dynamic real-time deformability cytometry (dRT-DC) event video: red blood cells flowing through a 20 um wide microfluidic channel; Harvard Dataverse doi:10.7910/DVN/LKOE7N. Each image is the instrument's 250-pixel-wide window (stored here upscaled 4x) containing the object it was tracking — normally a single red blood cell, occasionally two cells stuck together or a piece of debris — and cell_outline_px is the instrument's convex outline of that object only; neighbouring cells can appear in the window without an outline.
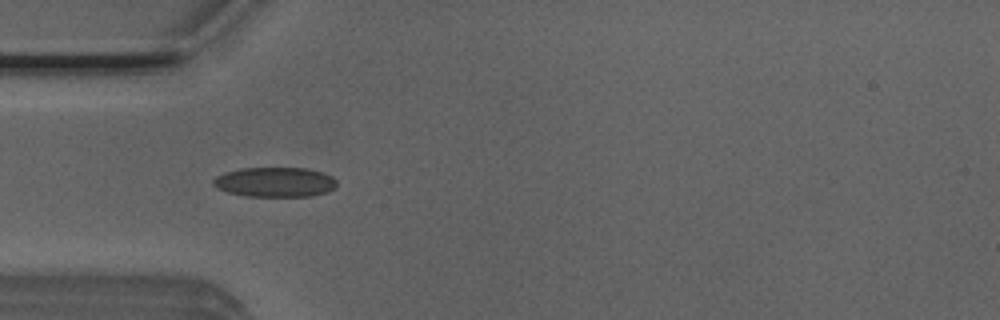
{"species": "Egyptian fruit bat (a non-hibernating species)", "species_latin": "Rousettus aegyptiacus", "temperature_condition": "room temperature", "stored_images_in_passage": 43, "camera_frame_rate_fps": 3000, "um_per_image_px": 0.085, "animal": {"sex": "male"}, "frame": {"image": 1, "passage_image": 7, "time_ms": 2.0, "image_size_px": [1000, 320], "cell_outline_px": [[336, 184], [328, 192], [312, 196], [248, 196], [228, 192], [216, 188], [212, 184], [212, 180], [216, 176], [224, 172], [240, 168], [308, 168], [332, 176], [336, 180]], "centroid_in_image_um": [23.34, 15.47], "position_along_channel_um": 61.7, "area_um2": 21.44}}
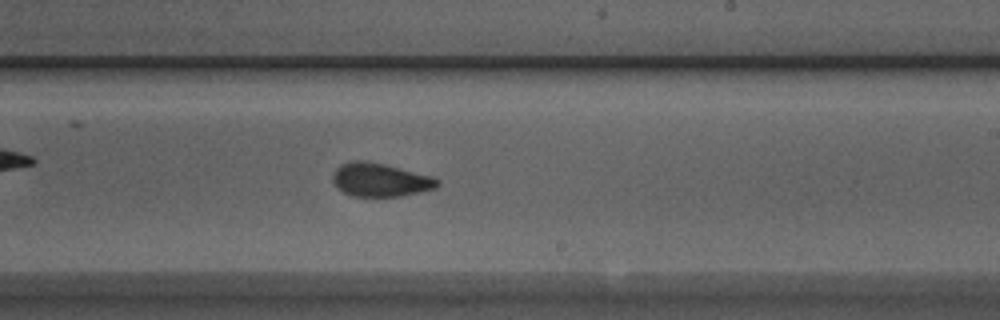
{"frame": {"image": 2, "passage_image": 22, "time_ms": 7.0, "image_size_px": [1000, 320], "cell_outline_px": [[440, 184], [436, 188], [420, 192], [400, 196], [352, 196], [336, 188], [332, 180], [332, 172], [340, 164], [352, 160], [360, 160], [384, 164], [432, 176], [440, 180]], "centroid_in_image_um": [32.29, 15.28], "position_along_channel_um": 256.7, "area_um2": 20.52}}
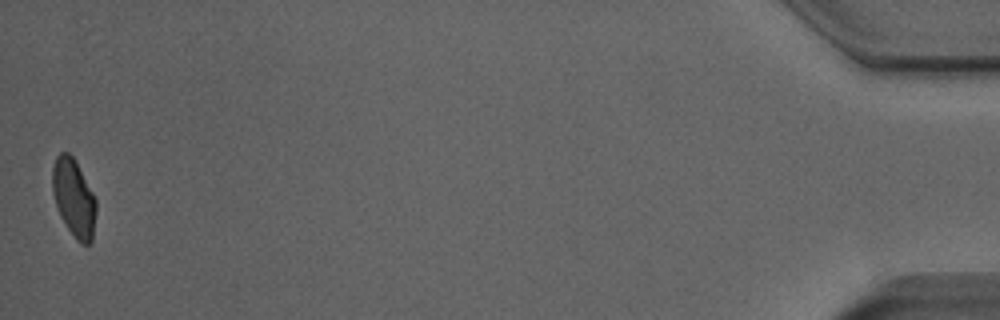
{"frame": {"image": 3, "passage_image": 43, "time_ms": 14.0, "image_size_px": [1000, 320], "cell_outline_px": [[96, 212], [92, 240], [88, 244], [80, 244], [76, 240], [60, 216], [52, 192], [52, 168], [56, 156], [60, 152], [68, 152], [72, 156], [92, 192], [96, 200]], "centroid_in_image_um": [6.26, 16.83], "position_along_channel_um": 428.9, "area_um2": 19.59}, "authors_computed_cell_mechanics": {"area_um2": 20.519, "velocity_mm_per_s": 3.9169, "shape_relaxation_time_tau1_ms": 8.4753, "shape_relaxation_time_tau2_ms": 1.1697, "deformation_change_tau1": 0.1929, "deformation_change_tau2": 0.0696}}